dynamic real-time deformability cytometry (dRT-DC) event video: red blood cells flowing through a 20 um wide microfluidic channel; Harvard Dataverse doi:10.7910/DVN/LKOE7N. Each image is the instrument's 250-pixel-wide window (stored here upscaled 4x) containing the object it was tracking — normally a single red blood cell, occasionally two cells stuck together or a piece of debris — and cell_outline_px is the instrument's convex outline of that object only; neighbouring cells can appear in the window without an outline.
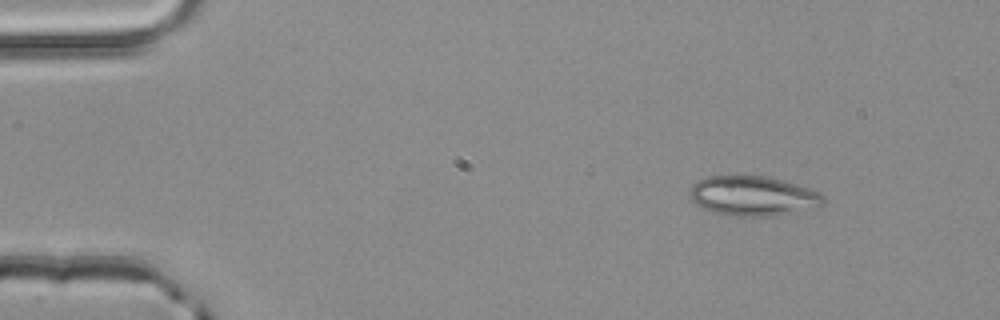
{"species": "common noctule bat (a hibernating species)", "species_latin": "Nyctalus noctula", "temperature_condition": "room temperature", "stored_images_in_passage": 46, "camera_frame_rate_fps": 3000, "um_per_image_px": 0.085, "animal": {"sex": "male", "body_mass_g": 20.4}, "frame": {"image": 1, "passage_image": 1, "time_ms": 0.0, "image_size_px": [1000, 320], "cell_outline_px": [[824, 204], [820, 208], [772, 216], [736, 216], [712, 212], [696, 204], [692, 200], [688, 192], [692, 184], [708, 176], [736, 172], [768, 176], [784, 180], [820, 192], [824, 196]], "centroid_in_image_um": [64.01, 16.61], "position_along_channel_um": 21.0, "area_um2": 32.08}}
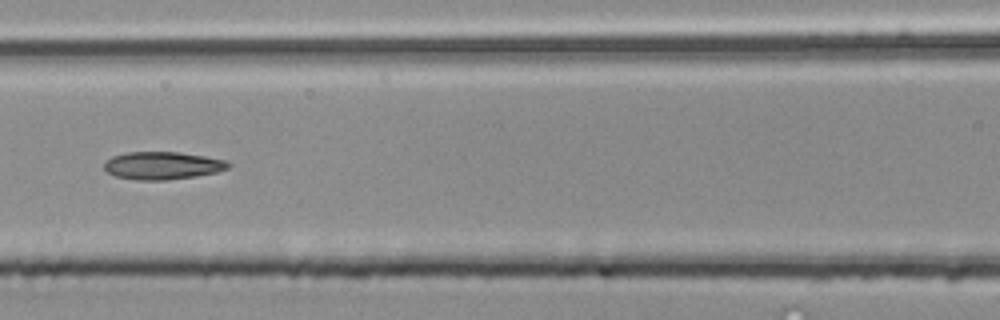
{"frame": {"image": 2, "passage_image": 18, "time_ms": 5.667, "image_size_px": [1000, 320], "cell_outline_px": [[232, 164], [228, 168], [216, 172], [196, 176], [168, 180], [136, 180], [116, 176], [108, 172], [104, 168], [104, 160], [112, 156], [128, 152], [180, 152], [204, 156], [224, 160]], "centroid_in_image_um": [13.79, 14.07], "position_along_channel_um": 152.8, "area_um2": 20.06}}
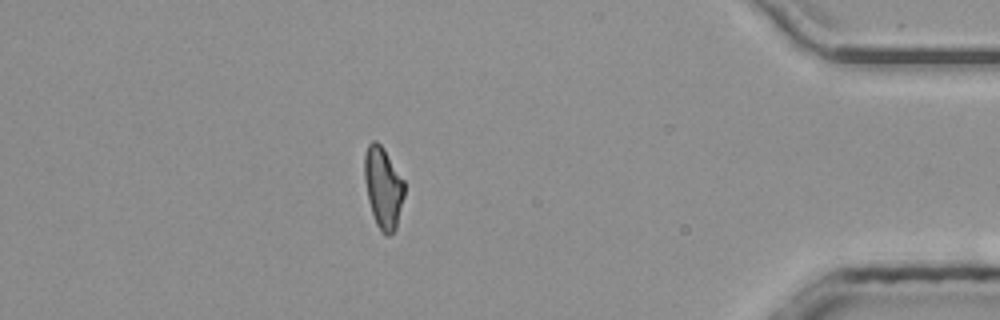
{"frame": {"image": 3, "passage_image": 40, "time_ms": 13.0, "image_size_px": [1000, 320], "cell_outline_px": [[404, 196], [396, 228], [388, 236], [384, 236], [380, 232], [376, 224], [368, 200], [364, 180], [364, 152], [368, 144], [372, 140], [376, 140], [384, 148], [404, 180]], "centroid_in_image_um": [32.56, 15.94], "position_along_channel_um": 402.6, "area_um2": 19.13}, "authors_computed_cell_mechanics": {"area_um2": 19.4208, "velocity_mm_per_s": 4.0256, "shape_relaxation_time_tau1_ms": null, "shape_relaxation_time_tau2_ms": 2.2526, "deformation_change_tau1": null, "deformation_change_tau2": 0.105}}